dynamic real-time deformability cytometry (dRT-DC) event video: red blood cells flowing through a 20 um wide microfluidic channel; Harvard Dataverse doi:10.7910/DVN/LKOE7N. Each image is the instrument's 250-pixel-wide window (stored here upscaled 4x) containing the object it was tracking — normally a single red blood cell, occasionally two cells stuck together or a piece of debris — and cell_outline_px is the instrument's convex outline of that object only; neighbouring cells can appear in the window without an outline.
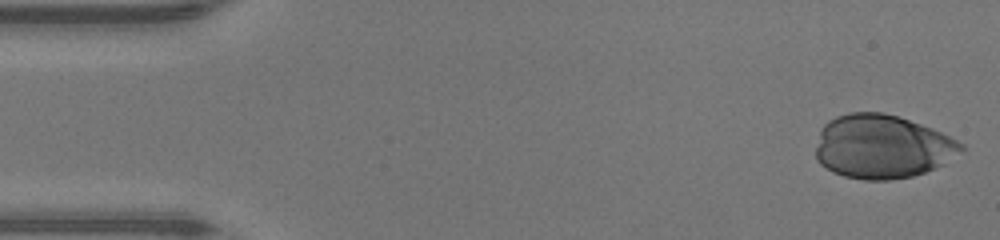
{"species": "human", "species_latin": "Homo sapiens", "temperature_condition": "warm", "stored_images_in_passage": 37, "camera_frame_rate_fps": 3000, "um_per_image_px": 0.085, "donor": {"sex": "male"}, "frame": {"image": 1, "passage_image": 1, "time_ms": 0.0, "image_size_px": [1000, 240], "cell_outline_px": [[964, 148], [944, 164], [924, 172], [912, 176], [888, 180], [864, 180], [844, 176], [832, 172], [820, 164], [816, 160], [816, 148], [820, 132], [824, 124], [828, 120], [836, 116], [848, 112], [884, 112], [932, 128], [964, 144]], "centroid_in_image_um": [74.95, 12.46], "position_along_channel_um": 10.1, "area_um2": 53.87}}
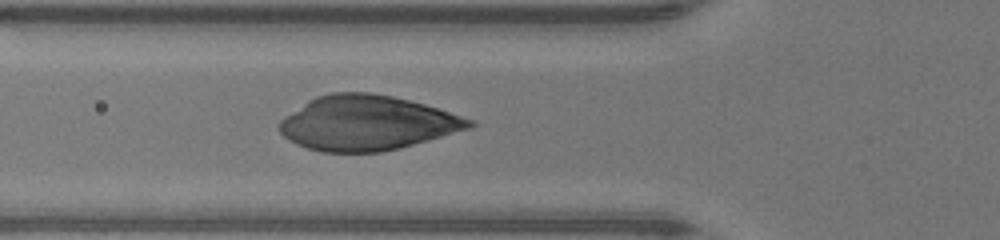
{"frame": {"image": 2, "passage_image": 16, "time_ms": 5.0, "image_size_px": [1000, 240], "cell_outline_px": [[476, 124], [472, 128], [400, 148], [380, 152], [320, 152], [296, 144], [284, 136], [280, 132], [280, 120], [284, 116], [308, 100], [316, 96], [332, 92], [372, 92], [392, 96], [424, 104], [476, 120]], "centroid_in_image_um": [31.21, 10.45], "position_along_channel_um": 94.6, "area_um2": 60.63}}
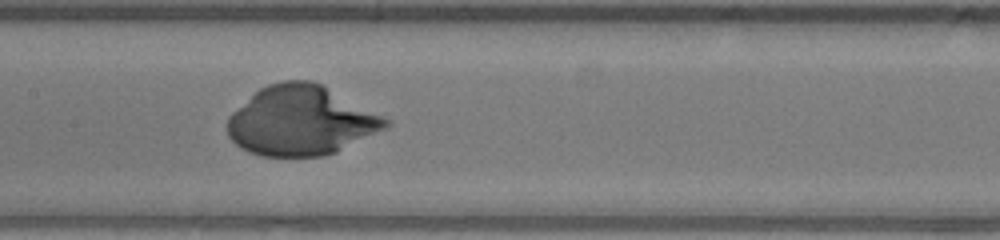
{"frame": {"image": 3, "passage_image": 22, "time_ms": 7.0, "image_size_px": [1000, 240], "cell_outline_px": [[392, 124], [388, 128], [336, 152], [324, 156], [264, 156], [248, 152], [240, 148], [228, 136], [228, 116], [232, 112], [260, 88], [268, 84], [284, 80], [312, 80], [324, 84], [392, 120]], "centroid_in_image_um": [25.64, 10.25], "position_along_channel_um": 181.8, "area_um2": 64.62}}